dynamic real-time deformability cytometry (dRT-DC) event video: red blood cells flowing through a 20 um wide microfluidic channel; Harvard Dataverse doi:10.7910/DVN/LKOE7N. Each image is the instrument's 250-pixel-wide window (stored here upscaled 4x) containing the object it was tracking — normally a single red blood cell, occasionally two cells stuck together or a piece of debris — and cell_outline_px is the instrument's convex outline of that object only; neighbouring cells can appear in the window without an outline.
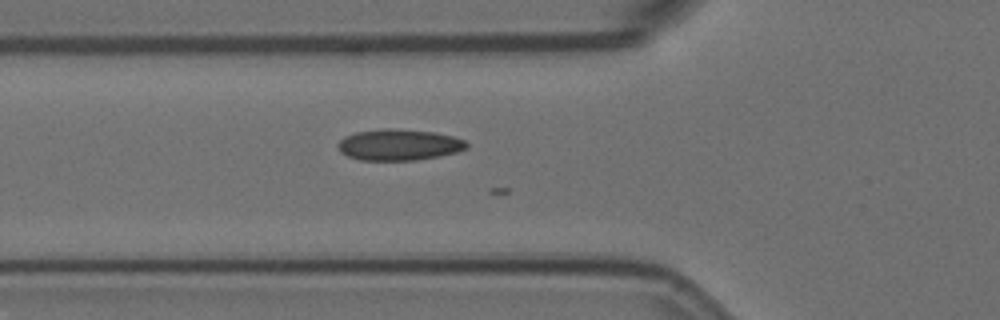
{"species": "Egyptian fruit bat (a non-hibernating species)", "species_latin": "Rousettus aegyptiacus", "temperature_condition": "room temperature", "stored_images_in_passage": 39, "camera_frame_rate_fps": 3000, "um_per_image_px": 0.085, "animal": {"sex": "female"}, "frame": {"image": 1, "passage_image": 7, "time_ms": 2.0, "image_size_px": [1000, 320], "cell_outline_px": [[468, 148], [456, 152], [440, 156], [416, 160], [360, 160], [348, 156], [340, 152], [336, 144], [344, 136], [356, 132], [380, 128], [396, 128], [432, 132], [452, 136], [464, 140], [468, 144]], "centroid_in_image_um": [33.88, 12.3], "position_along_channel_um": 91.9, "area_um2": 23.52}}